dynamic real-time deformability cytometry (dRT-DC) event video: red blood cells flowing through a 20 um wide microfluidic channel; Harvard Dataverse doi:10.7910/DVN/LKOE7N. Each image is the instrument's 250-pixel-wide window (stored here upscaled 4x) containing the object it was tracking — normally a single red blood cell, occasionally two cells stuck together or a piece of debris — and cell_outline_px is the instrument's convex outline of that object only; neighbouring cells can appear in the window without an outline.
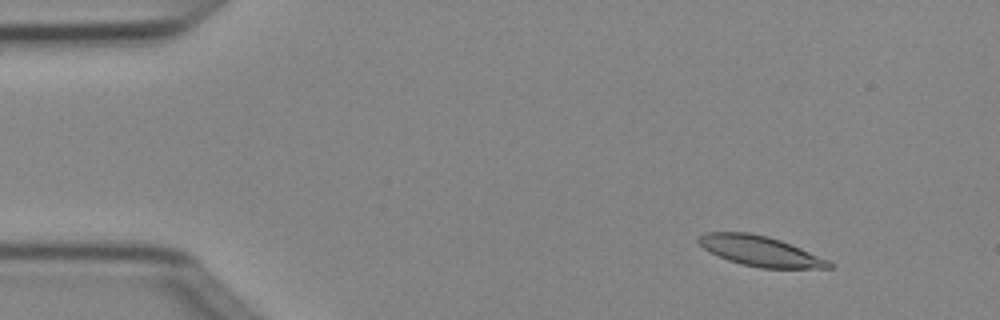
{"species": "Egyptian fruit bat (a non-hibernating species)", "species_latin": "Rousettus aegyptiacus", "temperature_condition": "cold", "stored_images_in_passage": 7, "camera_frame_rate_fps": 3000, "um_per_image_px": 0.085, "animal": {"sex": "female"}, "frame": {"image": 1, "passage_image": 2, "time_ms": 0.333, "image_size_px": [1000, 320], "cell_outline_px": [[832, 268], [760, 268], [740, 264], [728, 260], [704, 248], [696, 240], [704, 232], [748, 232], [768, 236], [780, 240], [800, 248], [828, 260], [832, 264]], "centroid_in_image_um": [64.6, 21.34], "position_along_channel_um": 20.4, "area_um2": 22.66}}
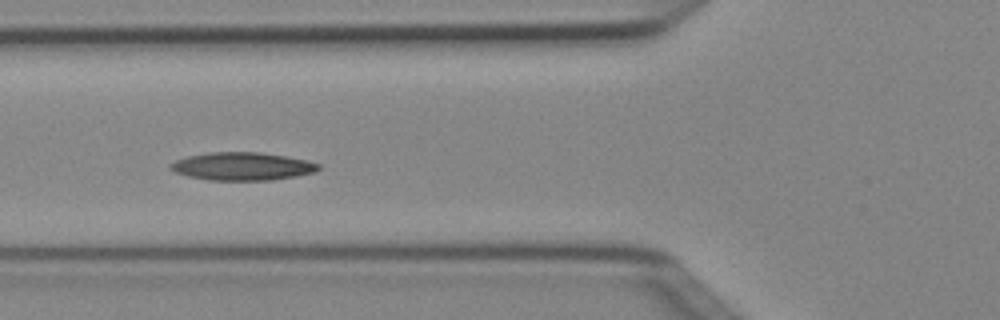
{"frame": {"image": 2, "passage_image": 5, "time_ms": 1.333, "image_size_px": [1000, 320], "cell_outline_px": [[320, 168], [316, 172], [296, 176], [272, 180], [208, 180], [188, 176], [176, 172], [168, 168], [168, 164], [176, 160], [188, 156], [208, 152], [260, 152], [308, 160], [320, 164]], "centroid_in_image_um": [20.59, 14.13], "position_along_channel_um": 105.2, "area_um2": 24.22}}
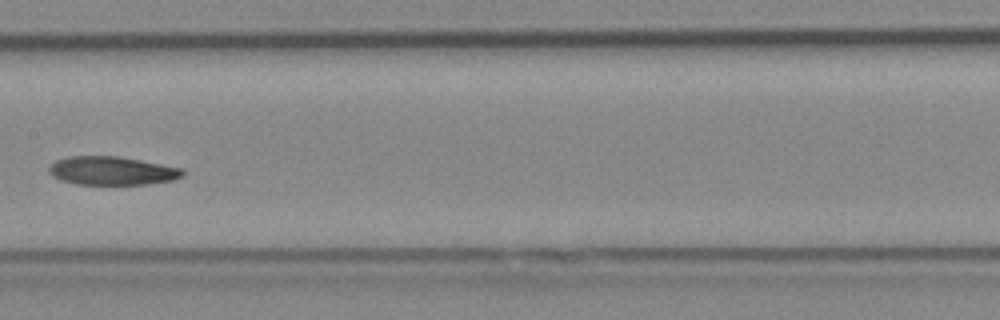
{"frame": {"image": 3, "passage_image": 7, "time_ms": 2.0, "image_size_px": [1000, 320], "cell_outline_px": [[184, 176], [172, 180], [148, 184], [76, 184], [60, 180], [52, 176], [48, 172], [48, 168], [56, 160], [68, 156], [120, 156], [184, 168]], "centroid_in_image_um": [9.53, 14.51], "position_along_channel_um": 197.9, "area_um2": 22.37}}